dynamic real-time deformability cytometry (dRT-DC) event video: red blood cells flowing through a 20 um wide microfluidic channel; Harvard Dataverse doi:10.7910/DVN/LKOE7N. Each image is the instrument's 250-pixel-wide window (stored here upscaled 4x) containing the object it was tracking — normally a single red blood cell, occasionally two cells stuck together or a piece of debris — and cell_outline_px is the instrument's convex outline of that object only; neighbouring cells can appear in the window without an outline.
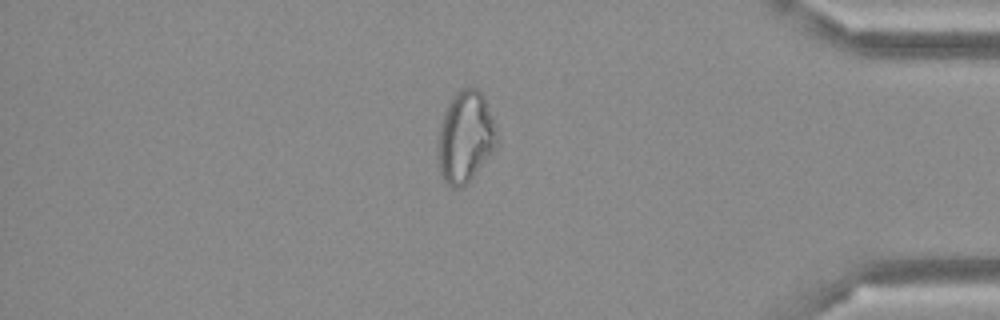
{"species": "Egyptian fruit bat (a non-hibernating species)", "species_latin": "Rousettus aegyptiacus", "temperature_condition": "cold", "stored_images_in_passage": 49, "camera_frame_rate_fps": 3000, "um_per_image_px": 0.085, "frame": {"image": 1, "passage_image": 42, "time_ms": 13.667, "image_size_px": [1000, 320], "cell_outline_px": [[500, 144], [468, 184], [464, 188], [452, 188], [444, 184], [440, 176], [436, 148], [436, 144], [440, 124], [444, 112], [452, 96], [460, 88], [476, 88], [484, 96], [496, 124]], "centroid_in_image_um": [39.56, 11.71], "position_along_channel_um": 395.6, "area_um2": 32.71}}